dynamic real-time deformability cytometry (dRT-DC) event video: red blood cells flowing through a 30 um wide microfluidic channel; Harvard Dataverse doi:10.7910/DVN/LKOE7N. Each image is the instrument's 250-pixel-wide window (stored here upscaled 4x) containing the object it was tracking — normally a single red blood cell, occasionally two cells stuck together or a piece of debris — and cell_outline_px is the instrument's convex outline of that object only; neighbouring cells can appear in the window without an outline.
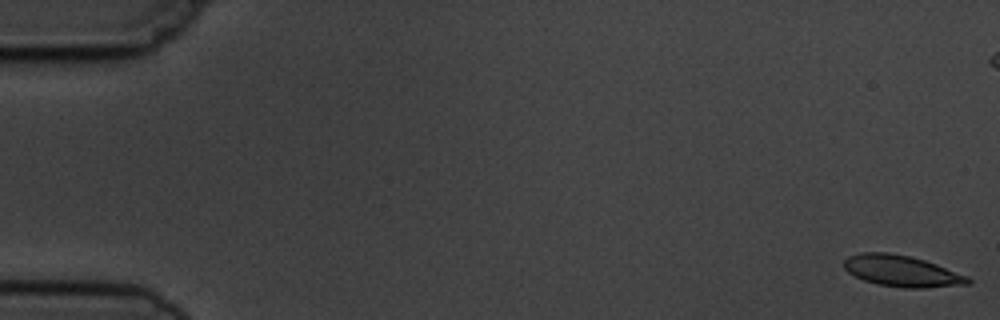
{"species": "common noctule bat (a hibernating species)", "species_latin": "Nyctalus noctula", "temperature_condition": "cold", "stored_images_in_passage": 6, "camera_frame_rate_fps": 3000, "um_per_image_px": 0.085, "animal": {"sex": "male", "body_mass_g": 19.5, "forearm_length_mm": 54.6}, "frame": {"image": 1, "passage_image": 1, "time_ms": 0.0, "image_size_px": [1000, 320], "cell_outline_px": [[972, 284], [924, 288], [904, 288], [880, 284], [864, 280], [848, 272], [844, 268], [844, 260], [848, 256], [860, 252], [888, 252], [908, 256], [924, 260], [936, 264], [968, 276], [972, 280]], "centroid_in_image_um": [76.67, 23.04], "position_along_channel_um": 8.3, "area_um2": 22.54}}